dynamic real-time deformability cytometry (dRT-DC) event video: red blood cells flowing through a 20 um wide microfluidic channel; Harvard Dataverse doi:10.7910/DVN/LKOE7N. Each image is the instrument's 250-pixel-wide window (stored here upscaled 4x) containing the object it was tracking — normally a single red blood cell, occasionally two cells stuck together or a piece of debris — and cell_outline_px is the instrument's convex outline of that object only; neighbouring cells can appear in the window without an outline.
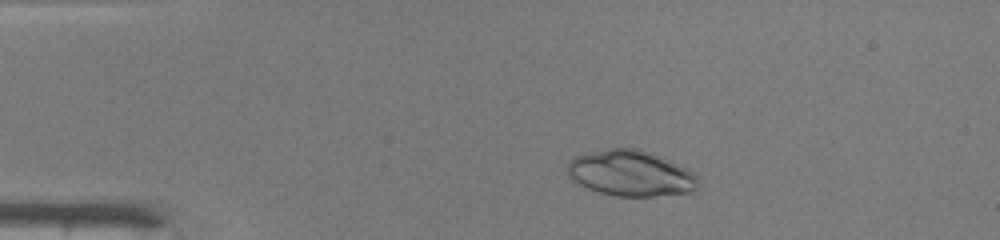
{"species": "common noctule bat (a hibernating species)", "species_latin": "Nyctalus noctula", "temperature_condition": "warm", "stored_images_in_passage": 41, "camera_frame_rate_fps": 3000, "um_per_image_px": 0.085, "animal": {"sex": "male", "body_mass_g": 19.0, "forearm_length_mm": 50.8}, "frame": {"image": 1, "passage_image": 2, "time_ms": 0.333, "image_size_px": [1000, 240], "cell_outline_px": [[696, 188], [692, 192], [652, 196], [616, 196], [600, 192], [588, 188], [572, 180], [568, 176], [568, 164], [576, 156], [608, 148], [640, 148], [652, 152], [680, 164], [688, 168], [696, 176]], "centroid_in_image_um": [53.63, 14.72], "position_along_channel_um": 31.4, "area_um2": 34.74}}
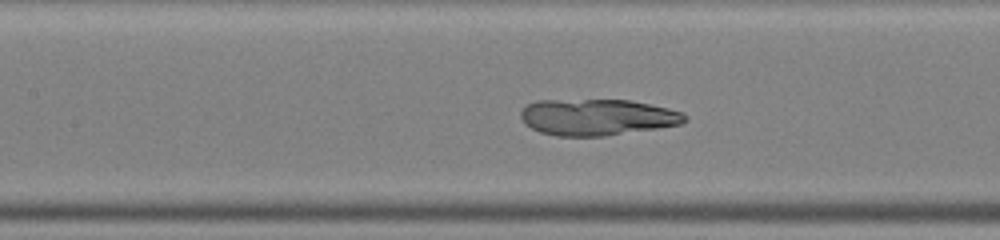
{"frame": {"image": 2, "passage_image": 15, "time_ms": 4.667, "image_size_px": [1000, 240], "cell_outline_px": [[688, 120], [680, 124], [656, 128], [604, 136], [556, 136], [540, 132], [532, 128], [520, 116], [520, 112], [528, 104], [536, 100], [632, 100], [668, 108], [684, 112], [688, 116]], "centroid_in_image_um": [50.8, 9.95], "position_along_channel_um": 156.6, "area_um2": 34.68}}
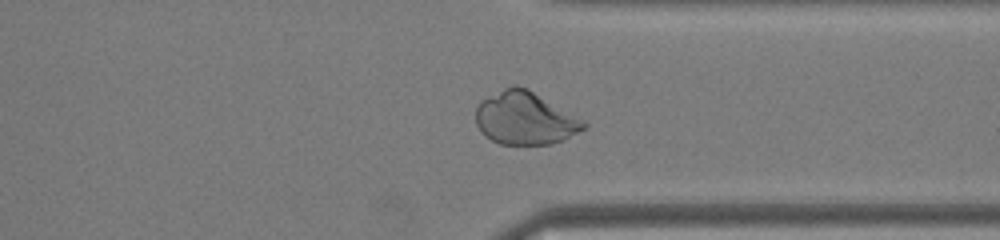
{"frame": {"image": 3, "passage_image": 30, "time_ms": 9.667, "image_size_px": [1000, 240], "cell_outline_px": [[588, 124], [584, 128], [564, 140], [548, 144], [500, 144], [484, 136], [480, 132], [476, 124], [476, 108], [480, 100], [512, 84], [516, 84], [532, 92]], "centroid_in_image_um": [44.54, 10.07], "position_along_channel_um": 366.9, "area_um2": 32.54}}